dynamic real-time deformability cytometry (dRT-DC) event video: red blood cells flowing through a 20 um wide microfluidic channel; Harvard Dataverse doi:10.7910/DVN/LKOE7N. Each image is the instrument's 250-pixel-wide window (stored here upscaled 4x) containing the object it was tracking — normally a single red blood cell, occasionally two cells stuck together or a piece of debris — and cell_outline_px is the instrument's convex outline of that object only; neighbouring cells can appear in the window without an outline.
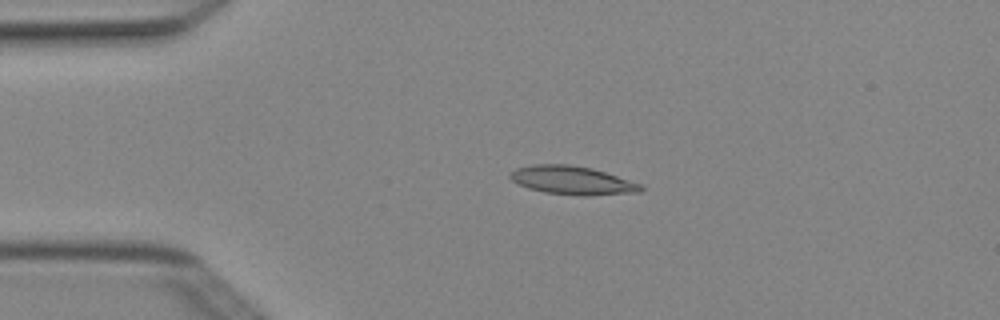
{"species": "Egyptian fruit bat (a non-hibernating species)", "species_latin": "Rousettus aegyptiacus", "temperature_condition": "cold", "stored_images_in_passage": 2, "camera_frame_rate_fps": 3000, "um_per_image_px": 0.085, "animal": {"sex": "female"}, "frame": {"image": 1, "passage_image": 1, "time_ms": 0.0, "image_size_px": [1000, 320], "cell_outline_px": [[644, 188], [640, 192], [588, 196], [580, 196], [544, 192], [528, 188], [512, 180], [508, 176], [508, 172], [516, 168], [532, 164], [568, 164], [592, 168], [640, 184]], "centroid_in_image_um": [48.6, 15.33], "position_along_channel_um": 36.4, "area_um2": 21.68}}